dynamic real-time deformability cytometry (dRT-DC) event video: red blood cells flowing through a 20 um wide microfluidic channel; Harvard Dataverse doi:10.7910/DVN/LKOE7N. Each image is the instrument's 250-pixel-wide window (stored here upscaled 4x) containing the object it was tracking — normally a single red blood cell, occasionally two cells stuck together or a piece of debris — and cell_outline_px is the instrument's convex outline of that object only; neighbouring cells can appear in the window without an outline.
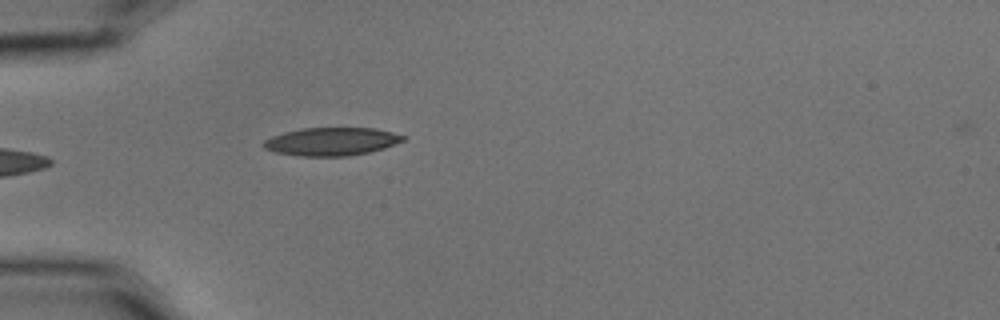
{"species": "common noctule bat (a hibernating species)", "species_latin": "Nyctalus noctula", "temperature_condition": "cold", "stored_images_in_passage": 5, "camera_frame_rate_fps": 3000, "um_per_image_px": 0.085, "animal": {"sex": "male", "body_mass_g": 15.6}, "frame": {"image": 1, "passage_image": 5, "time_ms": 1.333, "image_size_px": [1000, 320], "cell_outline_px": [[404, 140], [384, 148], [368, 152], [348, 156], [300, 156], [276, 152], [264, 148], [260, 144], [264, 140], [272, 136], [284, 132], [300, 128], [376, 128], [392, 132], [404, 136]], "centroid_in_image_um": [28.13, 12.02], "position_along_channel_um": 56.9, "area_um2": 22.77}}